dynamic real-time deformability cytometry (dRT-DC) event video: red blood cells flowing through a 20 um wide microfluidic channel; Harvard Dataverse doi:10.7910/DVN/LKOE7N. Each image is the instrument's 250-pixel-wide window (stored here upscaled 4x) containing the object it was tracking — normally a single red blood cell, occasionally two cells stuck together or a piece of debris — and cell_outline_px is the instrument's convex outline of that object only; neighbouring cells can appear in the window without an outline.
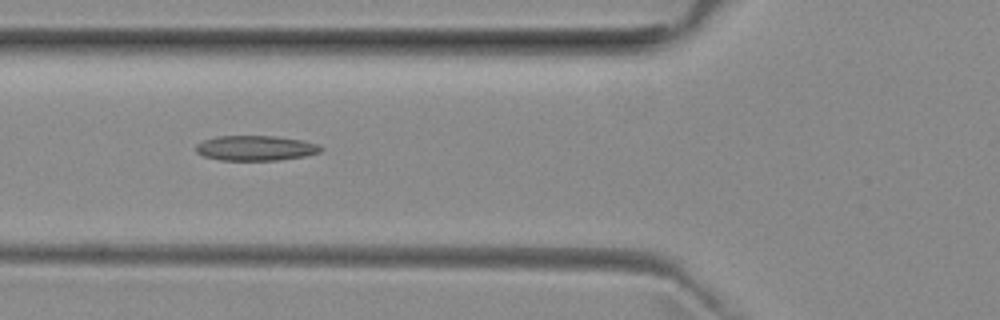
{"species": "common noctule bat (a hibernating species)", "species_latin": "Nyctalus noctula", "temperature_condition": "room temperature", "stored_images_in_passage": 39, "camera_frame_rate_fps": 3000, "um_per_image_px": 0.085, "animal": {"sex": "female", "body_mass_g": 29.2, "forearm_length_mm": 56.3}, "frame": {"image": 1, "passage_image": 6, "time_ms": 1.667, "image_size_px": [1000, 320], "cell_outline_px": [[324, 148], [320, 152], [304, 156], [280, 160], [220, 160], [204, 156], [196, 152], [196, 144], [204, 140], [216, 136], [276, 136], [304, 140], [316, 144]], "centroid_in_image_um": [21.73, 12.58], "position_along_channel_um": 104.1, "area_um2": 18.26}}
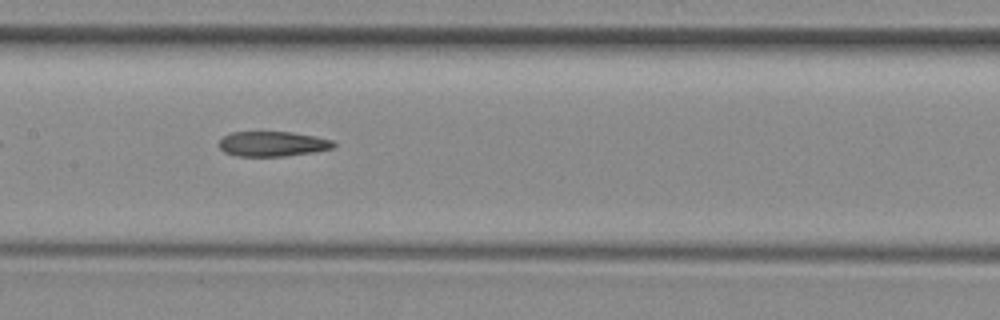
{"frame": {"image": 2, "passage_image": 12, "time_ms": 3.667, "image_size_px": [1000, 320], "cell_outline_px": [[336, 148], [312, 152], [284, 156], [236, 156], [224, 152], [220, 148], [220, 140], [224, 136], [232, 132], [292, 132], [316, 136], [332, 140], [336, 144]], "centroid_in_image_um": [23.2, 12.23], "position_along_channel_um": 184.2, "area_um2": 16.7}}
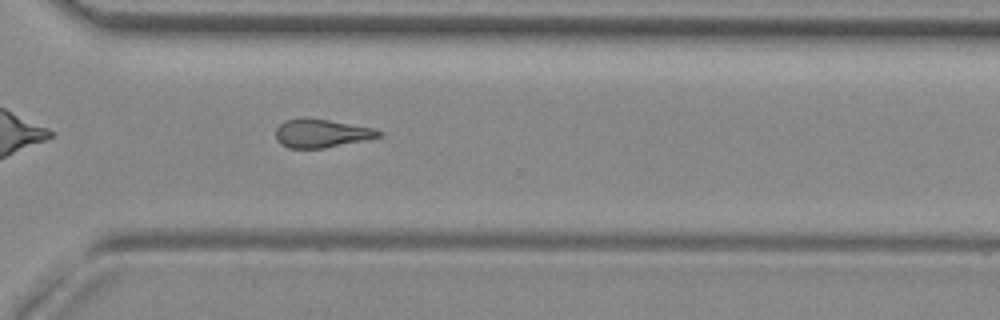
{"frame": {"image": 3, "passage_image": 24, "time_ms": 7.667, "image_size_px": [1000, 320], "cell_outline_px": [[384, 132], [380, 136], [324, 148], [288, 148], [280, 144], [276, 140], [276, 128], [284, 120], [300, 116], [304, 116], [376, 128]], "centroid_in_image_um": [27.27, 11.3], "position_along_channel_um": 343.3, "area_um2": 17.22}, "authors_computed_cell_mechanics": {"area_um2": 17.3978, "velocity_mm_per_s": 3.9873, "shape_relaxation_time_tau1_ms": null, "shape_relaxation_time_tau2_ms": 9.0248, "deformation_change_tau1": null, "deformation_change_tau2": 0.2268}}